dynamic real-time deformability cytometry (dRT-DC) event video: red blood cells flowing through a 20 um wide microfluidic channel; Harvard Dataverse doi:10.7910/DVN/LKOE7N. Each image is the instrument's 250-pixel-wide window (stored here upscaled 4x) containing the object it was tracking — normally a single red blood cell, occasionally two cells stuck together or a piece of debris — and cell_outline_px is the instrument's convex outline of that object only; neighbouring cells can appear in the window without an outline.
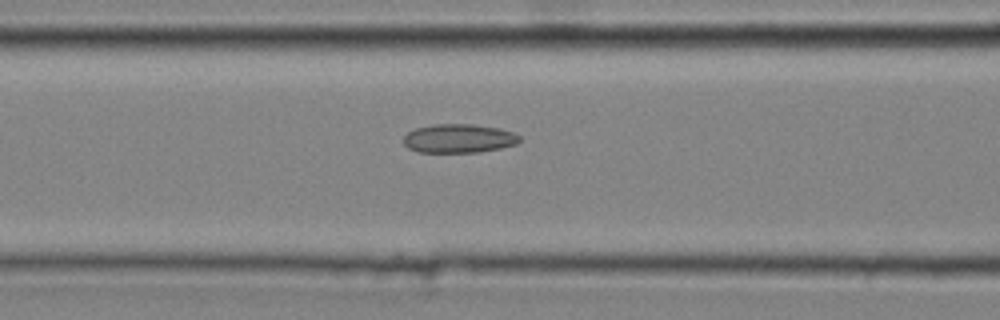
{"species": "common noctule bat (a hibernating species)", "species_latin": "Nyctalus noctula", "temperature_condition": "cold", "stored_images_in_passage": 27, "camera_frame_rate_fps": 3000, "um_per_image_px": 0.085, "animal": {"sex": "male", "body_mass_g": 20.4}, "frame": {"image": 1, "passage_image": 5, "time_ms": 1.333, "image_size_px": [1000, 320], "cell_outline_px": [[520, 140], [516, 144], [500, 148], [480, 152], [420, 152], [408, 148], [404, 144], [404, 136], [408, 132], [416, 128], [432, 124], [472, 124], [500, 128], [512, 132], [520, 136]], "centroid_in_image_um": [39.0, 11.76], "position_along_channel_um": 127.6, "area_um2": 19.48}}
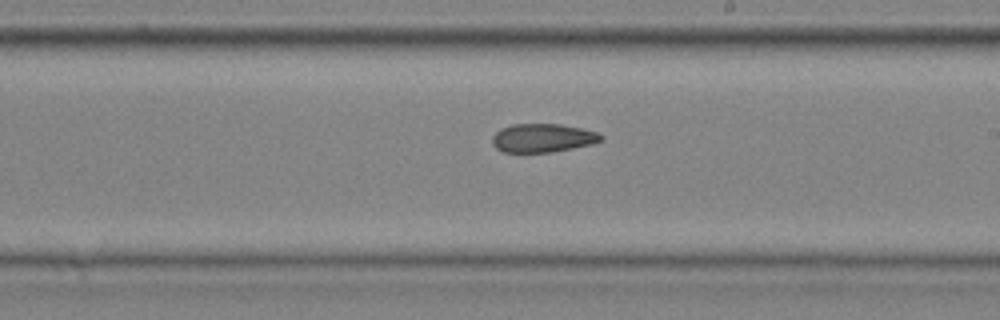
{"frame": {"image": 2, "passage_image": 13, "time_ms": 4.0, "image_size_px": [1000, 320], "cell_outline_px": [[604, 136], [600, 140], [592, 144], [552, 152], [504, 152], [496, 148], [492, 144], [492, 136], [500, 128], [512, 124], [560, 124], [580, 128], [596, 132]], "centroid_in_image_um": [46.09, 11.72], "position_along_channel_um": 242.9, "area_um2": 18.03}}
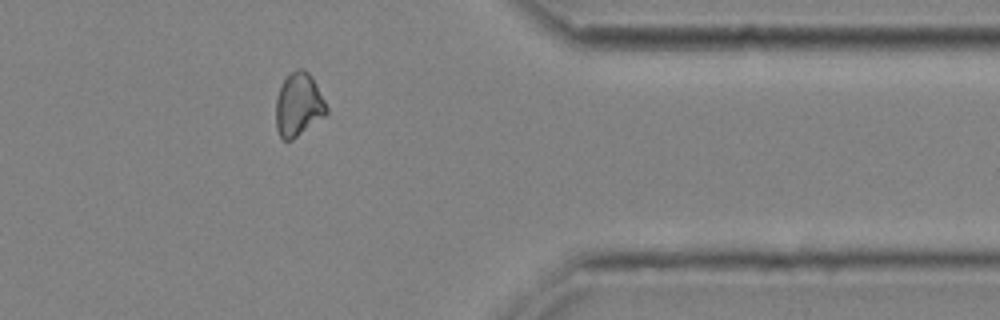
{"frame": {"image": 3, "passage_image": 24, "time_ms": 7.667, "image_size_px": [1000, 320], "cell_outline_px": [[328, 112], [324, 116], [292, 140], [284, 140], [280, 136], [276, 128], [276, 96], [284, 80], [296, 68], [304, 68], [312, 76], [328, 108]], "centroid_in_image_um": [25.37, 8.89], "position_along_channel_um": 386.0, "area_um2": 18.55}, "authors_computed_cell_mechanics": {"area_um2": 18.5538, "velocity_mm_per_s": 4.3377, "shape_relaxation_time_tau1_ms": null, "shape_relaxation_time_tau2_ms": 4.6809, "deformation_change_tau1": null, "deformation_change_tau2": 0.1082}}